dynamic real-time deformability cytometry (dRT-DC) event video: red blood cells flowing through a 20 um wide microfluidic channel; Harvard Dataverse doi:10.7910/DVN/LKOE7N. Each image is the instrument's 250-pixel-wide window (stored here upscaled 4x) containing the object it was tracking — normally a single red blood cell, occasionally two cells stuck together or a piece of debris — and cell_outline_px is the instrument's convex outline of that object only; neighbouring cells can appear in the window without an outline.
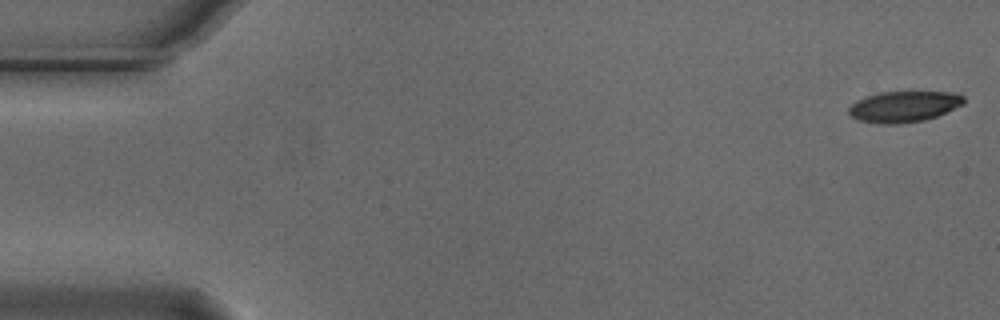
{"species": "Egyptian fruit bat (a non-hibernating species)", "species_latin": "Rousettus aegyptiacus", "temperature_condition": "cold", "stored_images_in_passage": 9, "camera_frame_rate_fps": 3000, "um_per_image_px": 0.085, "animal": {"sex": "male"}, "frame": {"image": 1, "passage_image": 1, "time_ms": 0.0, "image_size_px": [1000, 320], "cell_outline_px": [[964, 104], [936, 116], [924, 120], [896, 124], [880, 124], [860, 120], [852, 116], [848, 112], [848, 108], [856, 100], [880, 92], [960, 92], [964, 96]], "centroid_in_image_um": [76.85, 9.05], "position_along_channel_um": 8.1, "area_um2": 20.69}}